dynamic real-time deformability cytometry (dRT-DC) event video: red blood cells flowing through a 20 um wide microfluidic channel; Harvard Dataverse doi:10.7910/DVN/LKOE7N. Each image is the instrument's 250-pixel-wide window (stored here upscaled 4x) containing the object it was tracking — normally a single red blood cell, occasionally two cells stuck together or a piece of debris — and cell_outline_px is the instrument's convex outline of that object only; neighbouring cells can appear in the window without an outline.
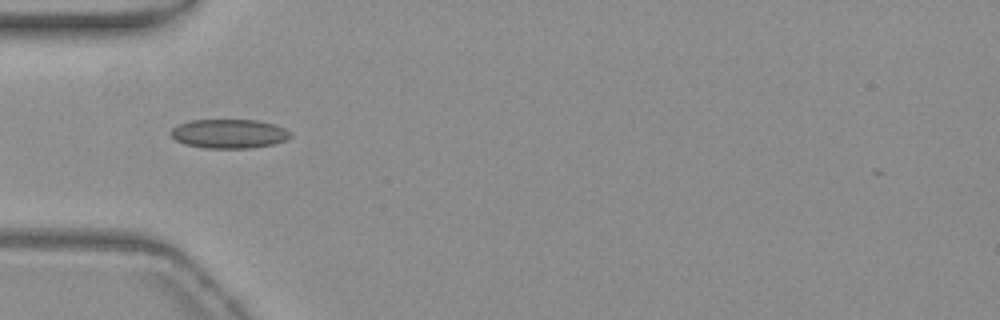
{"species": "common noctule bat (a hibernating species)", "species_latin": "Nyctalus noctula", "temperature_condition": "warm", "stored_images_in_passage": 9, "camera_frame_rate_fps": 3000, "um_per_image_px": 0.085, "animal": {"sex": "female", "body_mass_g": 19.3, "forearm_length_mm": 54.1}, "frame": {"image": 1, "passage_image": 3, "time_ms": 0.667, "image_size_px": [1000, 320], "cell_outline_px": [[292, 136], [284, 140], [272, 144], [252, 148], [204, 148], [184, 144], [176, 140], [168, 132], [172, 128], [180, 124], [192, 120], [256, 120], [272, 124], [284, 128]], "centroid_in_image_um": [19.42, 11.37], "position_along_channel_um": 65.6, "area_um2": 20.11}}
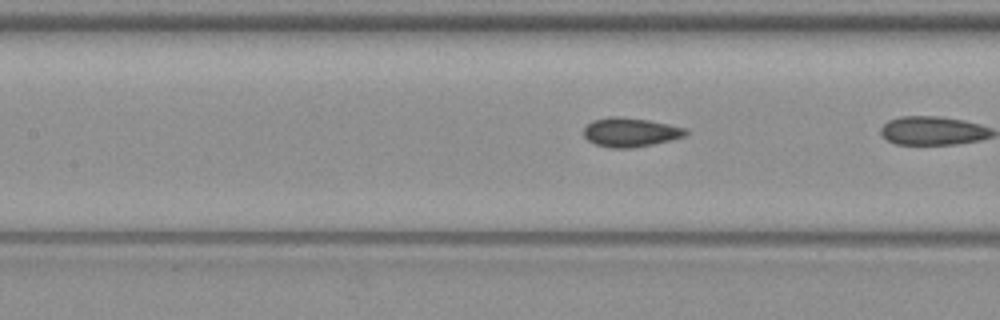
{"frame": {"image": 2, "passage_image": 8, "time_ms": 2.333, "image_size_px": [1000, 320], "cell_outline_px": [[688, 132], [684, 136], [672, 140], [632, 148], [612, 148], [596, 144], [588, 140], [584, 136], [584, 128], [592, 120], [608, 116], [616, 116], [648, 120], [668, 124], [684, 128]], "centroid_in_image_um": [53.56, 11.24], "position_along_channel_um": 153.8, "area_um2": 17.17}}